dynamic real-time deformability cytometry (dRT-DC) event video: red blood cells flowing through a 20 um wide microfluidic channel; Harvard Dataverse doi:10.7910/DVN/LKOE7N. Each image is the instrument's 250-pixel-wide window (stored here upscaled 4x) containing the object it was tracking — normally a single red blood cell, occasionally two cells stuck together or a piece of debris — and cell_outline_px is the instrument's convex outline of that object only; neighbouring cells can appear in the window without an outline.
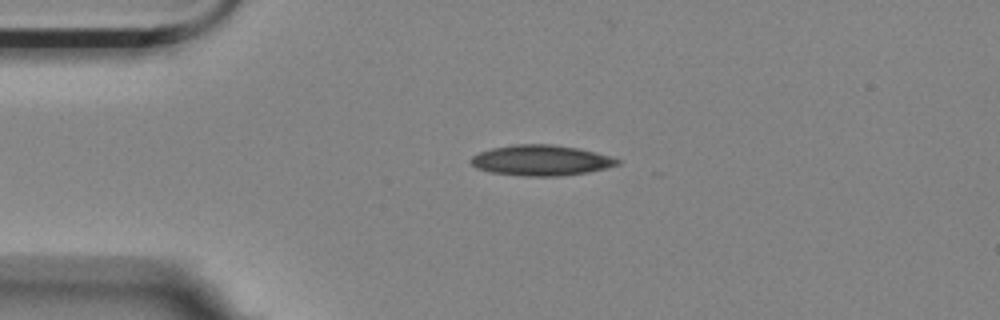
{"species": "Egyptian fruit bat (a non-hibernating species)", "species_latin": "Rousettus aegyptiacus", "temperature_condition": "room temperature", "stored_images_in_passage": 40, "camera_frame_rate_fps": 3000, "um_per_image_px": 0.085, "animal": {"sex": "female"}, "frame": {"image": 1, "passage_image": 1, "time_ms": 0.0, "image_size_px": [1000, 320], "cell_outline_px": [[620, 164], [588, 172], [556, 176], [524, 176], [492, 172], [476, 168], [468, 160], [472, 156], [480, 152], [492, 148], [512, 144], [556, 144], [580, 148], [596, 152], [620, 160]], "centroid_in_image_um": [45.97, 13.61], "position_along_channel_um": 39.0, "area_um2": 26.07}}
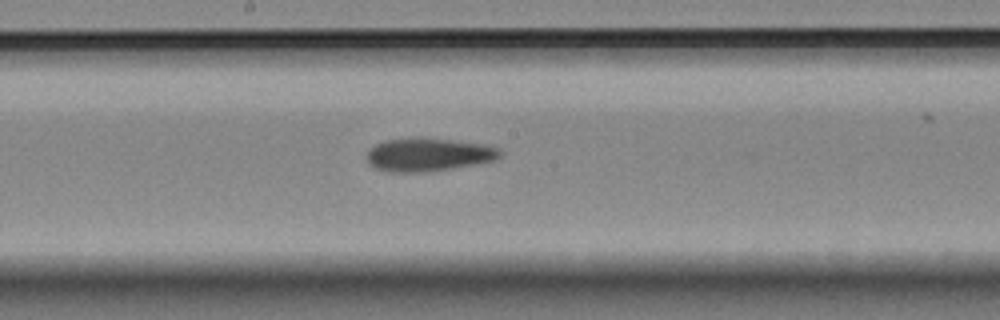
{"frame": {"image": 2, "passage_image": 18, "time_ms": 5.667, "image_size_px": [1000, 320], "cell_outline_px": [[504, 152], [496, 160], [476, 164], [452, 168], [424, 172], [388, 172], [376, 168], [368, 160], [368, 148], [384, 140], [412, 136], [420, 136], [488, 144], [500, 148]], "centroid_in_image_um": [36.46, 13.11], "position_along_channel_um": 211.7, "area_um2": 26.36}}
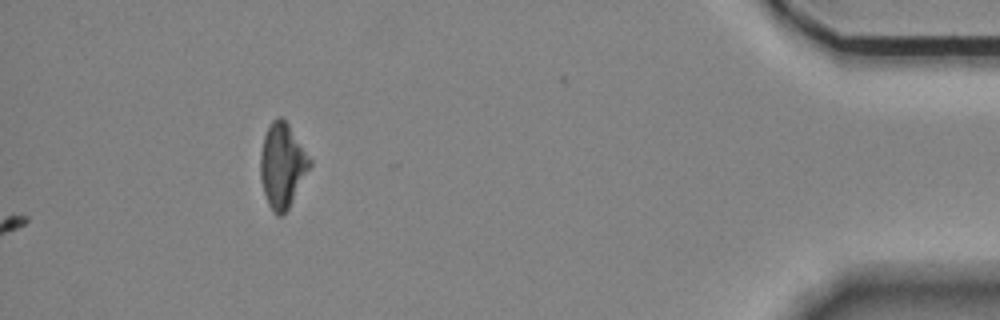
{"frame": {"image": 3, "passage_image": 40, "time_ms": 13.0, "image_size_px": [1000, 320], "cell_outline_px": [[312, 164], [288, 208], [280, 216], [276, 216], [272, 212], [268, 204], [260, 180], [260, 152], [264, 136], [272, 120], [276, 116], [280, 116], [288, 124], [312, 160]], "centroid_in_image_um": [23.98, 14.06], "position_along_channel_um": 411.2, "area_um2": 24.16}, "authors_computed_cell_mechanics": {"area_um2": 25.1719, "velocity_mm_per_s": 3.5161, "shape_relaxation_time_tau1_ms": 5.4535, "shape_relaxation_time_tau2_ms": 8.2392, "deformation_change_tau1": 0.1291, "deformation_change_tau2": 0.1772}}